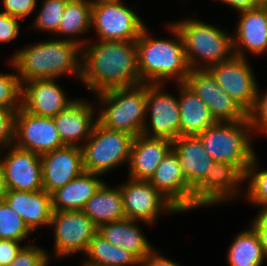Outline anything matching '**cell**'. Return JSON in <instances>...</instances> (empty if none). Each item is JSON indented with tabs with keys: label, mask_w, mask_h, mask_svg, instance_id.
Here are the masks:
<instances>
[{
	"label": "cell",
	"mask_w": 267,
	"mask_h": 266,
	"mask_svg": "<svg viewBox=\"0 0 267 266\" xmlns=\"http://www.w3.org/2000/svg\"><path fill=\"white\" fill-rule=\"evenodd\" d=\"M20 243L14 240L0 239V266H8L16 259V255L22 248Z\"/></svg>",
	"instance_id": "41"
},
{
	"label": "cell",
	"mask_w": 267,
	"mask_h": 266,
	"mask_svg": "<svg viewBox=\"0 0 267 266\" xmlns=\"http://www.w3.org/2000/svg\"><path fill=\"white\" fill-rule=\"evenodd\" d=\"M261 211H259L258 215L252 220L251 226L253 228H267V205L260 206Z\"/></svg>",
	"instance_id": "44"
},
{
	"label": "cell",
	"mask_w": 267,
	"mask_h": 266,
	"mask_svg": "<svg viewBox=\"0 0 267 266\" xmlns=\"http://www.w3.org/2000/svg\"><path fill=\"white\" fill-rule=\"evenodd\" d=\"M65 94L55 79L28 81L22 84L21 107L31 114L53 118L75 101Z\"/></svg>",
	"instance_id": "19"
},
{
	"label": "cell",
	"mask_w": 267,
	"mask_h": 266,
	"mask_svg": "<svg viewBox=\"0 0 267 266\" xmlns=\"http://www.w3.org/2000/svg\"><path fill=\"white\" fill-rule=\"evenodd\" d=\"M119 187L126 218L152 225L163 211L179 213L149 181L128 178Z\"/></svg>",
	"instance_id": "12"
},
{
	"label": "cell",
	"mask_w": 267,
	"mask_h": 266,
	"mask_svg": "<svg viewBox=\"0 0 267 266\" xmlns=\"http://www.w3.org/2000/svg\"><path fill=\"white\" fill-rule=\"evenodd\" d=\"M7 192H8V188L6 185L5 172L0 162V201L4 200Z\"/></svg>",
	"instance_id": "46"
},
{
	"label": "cell",
	"mask_w": 267,
	"mask_h": 266,
	"mask_svg": "<svg viewBox=\"0 0 267 266\" xmlns=\"http://www.w3.org/2000/svg\"><path fill=\"white\" fill-rule=\"evenodd\" d=\"M256 156H254L251 165L248 167L245 175L244 181L249 179V185L247 186V193L245 198L252 203L254 206H266L267 205V170L258 171Z\"/></svg>",
	"instance_id": "33"
},
{
	"label": "cell",
	"mask_w": 267,
	"mask_h": 266,
	"mask_svg": "<svg viewBox=\"0 0 267 266\" xmlns=\"http://www.w3.org/2000/svg\"><path fill=\"white\" fill-rule=\"evenodd\" d=\"M82 211L97 227L126 218L120 187L110 188L104 182Z\"/></svg>",
	"instance_id": "28"
},
{
	"label": "cell",
	"mask_w": 267,
	"mask_h": 266,
	"mask_svg": "<svg viewBox=\"0 0 267 266\" xmlns=\"http://www.w3.org/2000/svg\"><path fill=\"white\" fill-rule=\"evenodd\" d=\"M183 84L207 105L215 122L247 119V112L224 92L208 69H190Z\"/></svg>",
	"instance_id": "9"
},
{
	"label": "cell",
	"mask_w": 267,
	"mask_h": 266,
	"mask_svg": "<svg viewBox=\"0 0 267 266\" xmlns=\"http://www.w3.org/2000/svg\"><path fill=\"white\" fill-rule=\"evenodd\" d=\"M14 140L15 146L39 155L65 146L53 118L31 114L22 107L15 114Z\"/></svg>",
	"instance_id": "14"
},
{
	"label": "cell",
	"mask_w": 267,
	"mask_h": 266,
	"mask_svg": "<svg viewBox=\"0 0 267 266\" xmlns=\"http://www.w3.org/2000/svg\"><path fill=\"white\" fill-rule=\"evenodd\" d=\"M5 149H8V153L3 159L0 158V162L5 172L8 190H42L41 155L15 145Z\"/></svg>",
	"instance_id": "16"
},
{
	"label": "cell",
	"mask_w": 267,
	"mask_h": 266,
	"mask_svg": "<svg viewBox=\"0 0 267 266\" xmlns=\"http://www.w3.org/2000/svg\"><path fill=\"white\" fill-rule=\"evenodd\" d=\"M226 5L235 8L236 10L242 11L247 9H253L264 4L263 0H220Z\"/></svg>",
	"instance_id": "43"
},
{
	"label": "cell",
	"mask_w": 267,
	"mask_h": 266,
	"mask_svg": "<svg viewBox=\"0 0 267 266\" xmlns=\"http://www.w3.org/2000/svg\"><path fill=\"white\" fill-rule=\"evenodd\" d=\"M54 228V256L68 257L87 252L98 227L82 210L53 211L50 225Z\"/></svg>",
	"instance_id": "8"
},
{
	"label": "cell",
	"mask_w": 267,
	"mask_h": 266,
	"mask_svg": "<svg viewBox=\"0 0 267 266\" xmlns=\"http://www.w3.org/2000/svg\"><path fill=\"white\" fill-rule=\"evenodd\" d=\"M254 230L259 236L263 253L267 259V228H254Z\"/></svg>",
	"instance_id": "45"
},
{
	"label": "cell",
	"mask_w": 267,
	"mask_h": 266,
	"mask_svg": "<svg viewBox=\"0 0 267 266\" xmlns=\"http://www.w3.org/2000/svg\"><path fill=\"white\" fill-rule=\"evenodd\" d=\"M68 0H44L33 23L39 31L57 33Z\"/></svg>",
	"instance_id": "34"
},
{
	"label": "cell",
	"mask_w": 267,
	"mask_h": 266,
	"mask_svg": "<svg viewBox=\"0 0 267 266\" xmlns=\"http://www.w3.org/2000/svg\"><path fill=\"white\" fill-rule=\"evenodd\" d=\"M97 176L101 175L84 171L64 187L54 191L51 194L53 211L83 210L87 201L104 183Z\"/></svg>",
	"instance_id": "26"
},
{
	"label": "cell",
	"mask_w": 267,
	"mask_h": 266,
	"mask_svg": "<svg viewBox=\"0 0 267 266\" xmlns=\"http://www.w3.org/2000/svg\"><path fill=\"white\" fill-rule=\"evenodd\" d=\"M19 18L0 11V42L7 43L18 37Z\"/></svg>",
	"instance_id": "40"
},
{
	"label": "cell",
	"mask_w": 267,
	"mask_h": 266,
	"mask_svg": "<svg viewBox=\"0 0 267 266\" xmlns=\"http://www.w3.org/2000/svg\"><path fill=\"white\" fill-rule=\"evenodd\" d=\"M248 118L240 122H215L197 136L215 162L233 164L243 175L255 156Z\"/></svg>",
	"instance_id": "6"
},
{
	"label": "cell",
	"mask_w": 267,
	"mask_h": 266,
	"mask_svg": "<svg viewBox=\"0 0 267 266\" xmlns=\"http://www.w3.org/2000/svg\"><path fill=\"white\" fill-rule=\"evenodd\" d=\"M4 200L21 216L32 232L41 225H50L53 213L52 196L45 190H8Z\"/></svg>",
	"instance_id": "23"
},
{
	"label": "cell",
	"mask_w": 267,
	"mask_h": 266,
	"mask_svg": "<svg viewBox=\"0 0 267 266\" xmlns=\"http://www.w3.org/2000/svg\"><path fill=\"white\" fill-rule=\"evenodd\" d=\"M22 84L17 74H0V107H21Z\"/></svg>",
	"instance_id": "35"
},
{
	"label": "cell",
	"mask_w": 267,
	"mask_h": 266,
	"mask_svg": "<svg viewBox=\"0 0 267 266\" xmlns=\"http://www.w3.org/2000/svg\"><path fill=\"white\" fill-rule=\"evenodd\" d=\"M91 17L92 6L87 0H68L56 34L78 37L92 28Z\"/></svg>",
	"instance_id": "31"
},
{
	"label": "cell",
	"mask_w": 267,
	"mask_h": 266,
	"mask_svg": "<svg viewBox=\"0 0 267 266\" xmlns=\"http://www.w3.org/2000/svg\"><path fill=\"white\" fill-rule=\"evenodd\" d=\"M172 149L179 158L187 184L194 189L210 173L211 164L215 161L197 135L179 136L172 141Z\"/></svg>",
	"instance_id": "24"
},
{
	"label": "cell",
	"mask_w": 267,
	"mask_h": 266,
	"mask_svg": "<svg viewBox=\"0 0 267 266\" xmlns=\"http://www.w3.org/2000/svg\"><path fill=\"white\" fill-rule=\"evenodd\" d=\"M85 44L87 42L82 38L40 41L13 54L10 63L16 68L21 84L72 73L81 78Z\"/></svg>",
	"instance_id": "2"
},
{
	"label": "cell",
	"mask_w": 267,
	"mask_h": 266,
	"mask_svg": "<svg viewBox=\"0 0 267 266\" xmlns=\"http://www.w3.org/2000/svg\"><path fill=\"white\" fill-rule=\"evenodd\" d=\"M133 139L126 132L96 122L91 136L81 145L84 171L103 175L123 162L129 163Z\"/></svg>",
	"instance_id": "7"
},
{
	"label": "cell",
	"mask_w": 267,
	"mask_h": 266,
	"mask_svg": "<svg viewBox=\"0 0 267 266\" xmlns=\"http://www.w3.org/2000/svg\"><path fill=\"white\" fill-rule=\"evenodd\" d=\"M162 85L146 84V115L150 114V122L146 119L142 134L173 141L180 136L179 101L174 95L164 92Z\"/></svg>",
	"instance_id": "11"
},
{
	"label": "cell",
	"mask_w": 267,
	"mask_h": 266,
	"mask_svg": "<svg viewBox=\"0 0 267 266\" xmlns=\"http://www.w3.org/2000/svg\"><path fill=\"white\" fill-rule=\"evenodd\" d=\"M91 27L104 41H136L145 24L122 1L92 7Z\"/></svg>",
	"instance_id": "10"
},
{
	"label": "cell",
	"mask_w": 267,
	"mask_h": 266,
	"mask_svg": "<svg viewBox=\"0 0 267 266\" xmlns=\"http://www.w3.org/2000/svg\"><path fill=\"white\" fill-rule=\"evenodd\" d=\"M168 28L175 35V40L153 38L145 26L135 41L141 83L163 84L173 78L180 84L189 74L181 36L172 23Z\"/></svg>",
	"instance_id": "3"
},
{
	"label": "cell",
	"mask_w": 267,
	"mask_h": 266,
	"mask_svg": "<svg viewBox=\"0 0 267 266\" xmlns=\"http://www.w3.org/2000/svg\"><path fill=\"white\" fill-rule=\"evenodd\" d=\"M139 265L141 266H182L170 259H167L156 251H152L145 259L140 260Z\"/></svg>",
	"instance_id": "42"
},
{
	"label": "cell",
	"mask_w": 267,
	"mask_h": 266,
	"mask_svg": "<svg viewBox=\"0 0 267 266\" xmlns=\"http://www.w3.org/2000/svg\"><path fill=\"white\" fill-rule=\"evenodd\" d=\"M4 11L13 17L24 19L30 15L35 8L37 0H2Z\"/></svg>",
	"instance_id": "39"
},
{
	"label": "cell",
	"mask_w": 267,
	"mask_h": 266,
	"mask_svg": "<svg viewBox=\"0 0 267 266\" xmlns=\"http://www.w3.org/2000/svg\"><path fill=\"white\" fill-rule=\"evenodd\" d=\"M91 103L76 99L65 110L53 117V122L64 145L81 147L79 142L91 136L97 119ZM94 119V120H93Z\"/></svg>",
	"instance_id": "21"
},
{
	"label": "cell",
	"mask_w": 267,
	"mask_h": 266,
	"mask_svg": "<svg viewBox=\"0 0 267 266\" xmlns=\"http://www.w3.org/2000/svg\"><path fill=\"white\" fill-rule=\"evenodd\" d=\"M136 222L137 220L124 218L105 223L98 227L97 233L111 244L128 250L139 260H143L155 249Z\"/></svg>",
	"instance_id": "25"
},
{
	"label": "cell",
	"mask_w": 267,
	"mask_h": 266,
	"mask_svg": "<svg viewBox=\"0 0 267 266\" xmlns=\"http://www.w3.org/2000/svg\"><path fill=\"white\" fill-rule=\"evenodd\" d=\"M180 110V136H192L202 133L213 125L207 105L183 83L178 84Z\"/></svg>",
	"instance_id": "27"
},
{
	"label": "cell",
	"mask_w": 267,
	"mask_h": 266,
	"mask_svg": "<svg viewBox=\"0 0 267 266\" xmlns=\"http://www.w3.org/2000/svg\"><path fill=\"white\" fill-rule=\"evenodd\" d=\"M218 85L247 113L256 100L258 84L247 58L233 55L208 68Z\"/></svg>",
	"instance_id": "13"
},
{
	"label": "cell",
	"mask_w": 267,
	"mask_h": 266,
	"mask_svg": "<svg viewBox=\"0 0 267 266\" xmlns=\"http://www.w3.org/2000/svg\"><path fill=\"white\" fill-rule=\"evenodd\" d=\"M18 109L0 107V149L14 143L15 114Z\"/></svg>",
	"instance_id": "38"
},
{
	"label": "cell",
	"mask_w": 267,
	"mask_h": 266,
	"mask_svg": "<svg viewBox=\"0 0 267 266\" xmlns=\"http://www.w3.org/2000/svg\"><path fill=\"white\" fill-rule=\"evenodd\" d=\"M49 258L45 249L28 244L22 246L16 259L8 266H45L50 262Z\"/></svg>",
	"instance_id": "36"
},
{
	"label": "cell",
	"mask_w": 267,
	"mask_h": 266,
	"mask_svg": "<svg viewBox=\"0 0 267 266\" xmlns=\"http://www.w3.org/2000/svg\"><path fill=\"white\" fill-rule=\"evenodd\" d=\"M172 24L181 36L190 69H200L196 66L200 59L206 62L201 69H208L234 55V35L196 19H184Z\"/></svg>",
	"instance_id": "4"
},
{
	"label": "cell",
	"mask_w": 267,
	"mask_h": 266,
	"mask_svg": "<svg viewBox=\"0 0 267 266\" xmlns=\"http://www.w3.org/2000/svg\"><path fill=\"white\" fill-rule=\"evenodd\" d=\"M172 149V141L151 138L143 134L134 137L129 160V178L149 181L165 155Z\"/></svg>",
	"instance_id": "22"
},
{
	"label": "cell",
	"mask_w": 267,
	"mask_h": 266,
	"mask_svg": "<svg viewBox=\"0 0 267 266\" xmlns=\"http://www.w3.org/2000/svg\"><path fill=\"white\" fill-rule=\"evenodd\" d=\"M149 182L179 212L192 209L193 189L187 184L179 158L173 149L161 160Z\"/></svg>",
	"instance_id": "18"
},
{
	"label": "cell",
	"mask_w": 267,
	"mask_h": 266,
	"mask_svg": "<svg viewBox=\"0 0 267 266\" xmlns=\"http://www.w3.org/2000/svg\"><path fill=\"white\" fill-rule=\"evenodd\" d=\"M84 266H96V265H93V264H90V263L84 262Z\"/></svg>",
	"instance_id": "48"
},
{
	"label": "cell",
	"mask_w": 267,
	"mask_h": 266,
	"mask_svg": "<svg viewBox=\"0 0 267 266\" xmlns=\"http://www.w3.org/2000/svg\"><path fill=\"white\" fill-rule=\"evenodd\" d=\"M43 190L52 194L84 172L83 152L78 146H63L41 155Z\"/></svg>",
	"instance_id": "17"
},
{
	"label": "cell",
	"mask_w": 267,
	"mask_h": 266,
	"mask_svg": "<svg viewBox=\"0 0 267 266\" xmlns=\"http://www.w3.org/2000/svg\"><path fill=\"white\" fill-rule=\"evenodd\" d=\"M87 1L93 7V6H98V5H101V4L116 3V2H119L121 0H87Z\"/></svg>",
	"instance_id": "47"
},
{
	"label": "cell",
	"mask_w": 267,
	"mask_h": 266,
	"mask_svg": "<svg viewBox=\"0 0 267 266\" xmlns=\"http://www.w3.org/2000/svg\"><path fill=\"white\" fill-rule=\"evenodd\" d=\"M85 255L89 257L86 262L96 266H139L140 262L130 251L111 244L98 233L91 239Z\"/></svg>",
	"instance_id": "30"
},
{
	"label": "cell",
	"mask_w": 267,
	"mask_h": 266,
	"mask_svg": "<svg viewBox=\"0 0 267 266\" xmlns=\"http://www.w3.org/2000/svg\"><path fill=\"white\" fill-rule=\"evenodd\" d=\"M32 231L5 200L0 201V239L22 242Z\"/></svg>",
	"instance_id": "32"
},
{
	"label": "cell",
	"mask_w": 267,
	"mask_h": 266,
	"mask_svg": "<svg viewBox=\"0 0 267 266\" xmlns=\"http://www.w3.org/2000/svg\"><path fill=\"white\" fill-rule=\"evenodd\" d=\"M265 258L259 236L252 226L236 235L227 255L229 266H261Z\"/></svg>",
	"instance_id": "29"
},
{
	"label": "cell",
	"mask_w": 267,
	"mask_h": 266,
	"mask_svg": "<svg viewBox=\"0 0 267 266\" xmlns=\"http://www.w3.org/2000/svg\"><path fill=\"white\" fill-rule=\"evenodd\" d=\"M82 47L81 81L90 91L108 90L142 84L135 41H104Z\"/></svg>",
	"instance_id": "1"
},
{
	"label": "cell",
	"mask_w": 267,
	"mask_h": 266,
	"mask_svg": "<svg viewBox=\"0 0 267 266\" xmlns=\"http://www.w3.org/2000/svg\"><path fill=\"white\" fill-rule=\"evenodd\" d=\"M101 113L97 122L104 127L126 132L133 137L142 134L146 122V84L108 90L97 94Z\"/></svg>",
	"instance_id": "5"
},
{
	"label": "cell",
	"mask_w": 267,
	"mask_h": 266,
	"mask_svg": "<svg viewBox=\"0 0 267 266\" xmlns=\"http://www.w3.org/2000/svg\"><path fill=\"white\" fill-rule=\"evenodd\" d=\"M240 14L236 35L232 37L234 55L247 58L246 49L253 55L263 54L267 51V5L242 10Z\"/></svg>",
	"instance_id": "20"
},
{
	"label": "cell",
	"mask_w": 267,
	"mask_h": 266,
	"mask_svg": "<svg viewBox=\"0 0 267 266\" xmlns=\"http://www.w3.org/2000/svg\"><path fill=\"white\" fill-rule=\"evenodd\" d=\"M243 180L244 175L233 164L212 163L210 173L193 189L192 209L237 198Z\"/></svg>",
	"instance_id": "15"
},
{
	"label": "cell",
	"mask_w": 267,
	"mask_h": 266,
	"mask_svg": "<svg viewBox=\"0 0 267 266\" xmlns=\"http://www.w3.org/2000/svg\"><path fill=\"white\" fill-rule=\"evenodd\" d=\"M257 91L252 109L247 113L251 131H262L267 134V91L260 95Z\"/></svg>",
	"instance_id": "37"
}]
</instances>
